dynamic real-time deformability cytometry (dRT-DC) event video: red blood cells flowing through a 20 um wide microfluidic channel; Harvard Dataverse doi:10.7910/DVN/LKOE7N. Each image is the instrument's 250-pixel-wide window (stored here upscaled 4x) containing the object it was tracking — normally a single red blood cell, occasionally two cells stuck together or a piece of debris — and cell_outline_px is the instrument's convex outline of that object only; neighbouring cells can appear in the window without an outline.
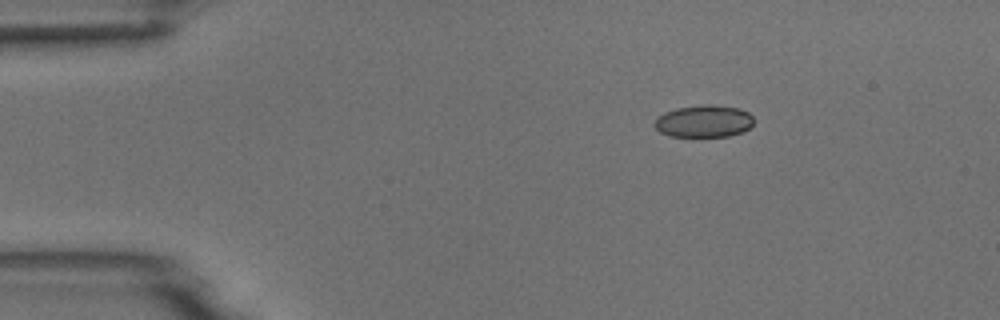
{"species": "common noctule bat (a hibernating species)", "species_latin": "Nyctalus noctula", "temperature_condition": "room temperature", "stored_images_in_passage": 3, "camera_frame_rate_fps": 3000, "um_per_image_px": 0.085, "animal": {"sex": "male", "body_mass_g": 18.8}, "frame": {"image": 1, "passage_image": 1, "time_ms": 0.0, "image_size_px": [1000, 320], "cell_outline_px": [[752, 124], [744, 132], [728, 136], [668, 136], [660, 132], [652, 124], [656, 116], [664, 112], [676, 108], [704, 104], [712, 104], [740, 108], [748, 112], [752, 116]], "centroid_in_image_um": [59.79, 10.29], "position_along_channel_um": 25.2, "area_um2": 18.84}}
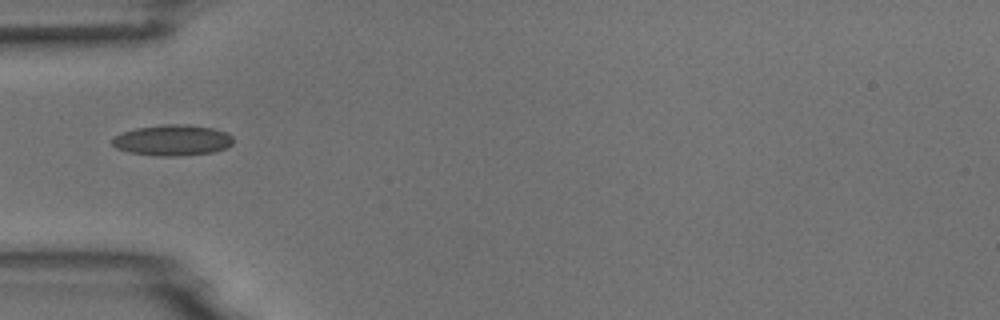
{"frame": {"image": 2, "passage_image": 3, "time_ms": 3.0, "image_size_px": [1000, 320], "cell_outline_px": [[232, 144], [228, 148], [212, 152], [176, 156], [160, 156], [128, 152], [116, 148], [112, 144], [112, 140], [116, 136], [124, 132], [136, 128], [164, 124], [188, 124], [212, 128], [228, 132], [232, 136]], "centroid_in_image_um": [14.69, 11.91], "position_along_channel_um": 70.3, "area_um2": 21.73}}